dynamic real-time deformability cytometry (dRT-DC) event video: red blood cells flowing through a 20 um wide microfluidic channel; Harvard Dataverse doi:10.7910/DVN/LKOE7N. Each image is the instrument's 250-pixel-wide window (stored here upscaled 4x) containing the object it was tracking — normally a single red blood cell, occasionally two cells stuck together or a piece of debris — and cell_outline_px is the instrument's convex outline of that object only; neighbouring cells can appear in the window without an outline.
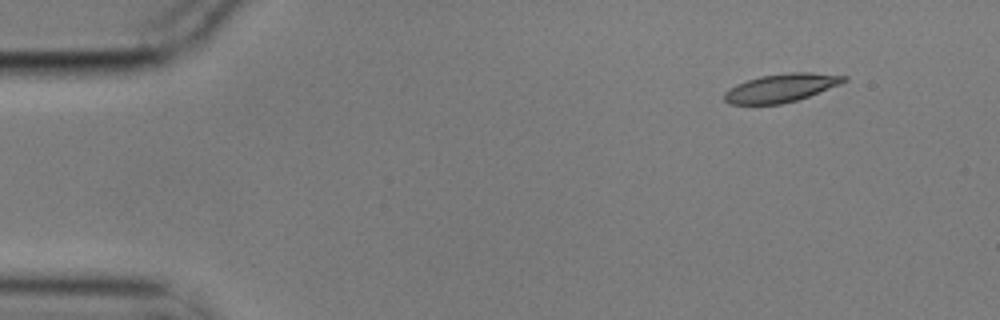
{"species": "common noctule bat (a hibernating species)", "species_latin": "Nyctalus noctula", "temperature_condition": "cold", "stored_images_in_passage": 5, "camera_frame_rate_fps": 3000, "um_per_image_px": 0.085, "animal": {"sex": "male", "body_mass_g": 17.9}, "frame": {"image": 1, "passage_image": 1, "time_ms": 0.0, "image_size_px": [1000, 320], "cell_outline_px": [[848, 80], [840, 84], [808, 96], [796, 100], [780, 104], [728, 104], [724, 100], [724, 92], [736, 84], [760, 76], [792, 72], [812, 72], [848, 76]], "centroid_in_image_um": [66.4, 7.46], "position_along_channel_um": 18.6, "area_um2": 19.59}}
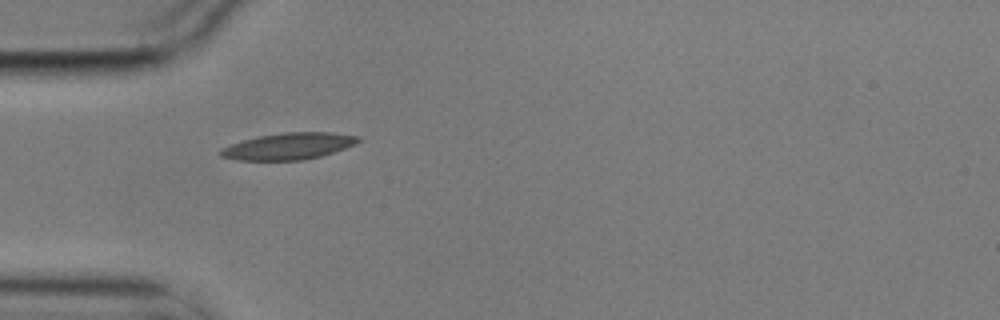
{"frame": {"image": 2, "passage_image": 4, "time_ms": 1.0, "image_size_px": [1000, 320], "cell_outline_px": [[360, 140], [344, 148], [320, 156], [304, 160], [236, 160], [220, 156], [220, 148], [244, 140], [260, 136], [284, 132], [332, 132], [360, 136]], "centroid_in_image_um": [24.51, 12.42], "position_along_channel_um": 60.5, "area_um2": 21.1}}
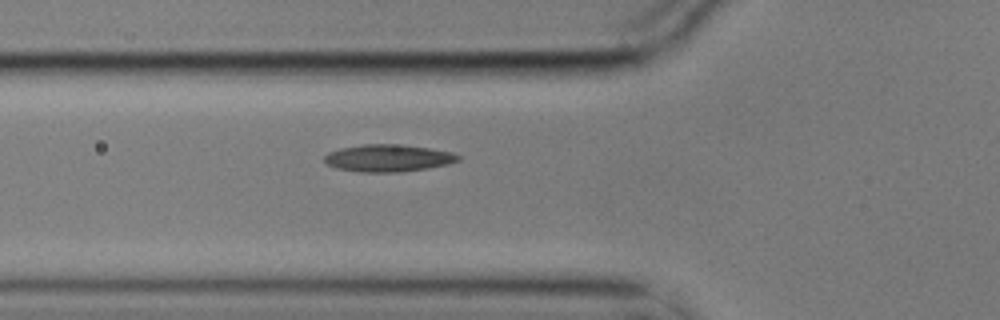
{"frame": {"image": 3, "passage_image": 5, "time_ms": 1.333, "image_size_px": [1000, 320], "cell_outline_px": [[460, 160], [448, 164], [428, 168], [400, 172], [360, 172], [336, 168], [328, 164], [324, 160], [324, 156], [328, 152], [340, 148], [364, 144], [392, 144], [428, 148], [452, 152], [460, 156]], "centroid_in_image_um": [32.98, 13.44], "position_along_channel_um": 92.8, "area_um2": 21.1}}